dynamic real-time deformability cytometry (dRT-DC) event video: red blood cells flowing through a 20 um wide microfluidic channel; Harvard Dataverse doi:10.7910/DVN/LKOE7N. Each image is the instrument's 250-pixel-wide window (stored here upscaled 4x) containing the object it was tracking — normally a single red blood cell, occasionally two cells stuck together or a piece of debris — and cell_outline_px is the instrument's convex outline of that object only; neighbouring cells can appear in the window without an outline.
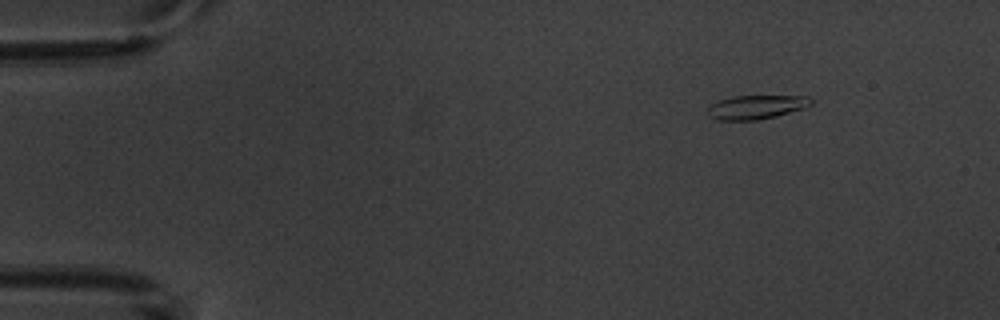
{"species": "common noctule bat (a hibernating species)", "species_latin": "Nyctalus noctula", "temperature_condition": "warm", "stored_images_in_passage": 3, "camera_frame_rate_fps": 3000, "um_per_image_px": 0.085, "animal": {"sex": "male", "body_mass_g": 20.1, "forearm_length_mm": 53.5}, "frame": {"image": 1, "passage_image": 1, "time_ms": 0.0, "image_size_px": [1000, 320], "cell_outline_px": [[812, 104], [804, 108], [776, 116], [756, 120], [716, 120], [708, 116], [708, 104], [732, 96], [808, 96], [812, 100]], "centroid_in_image_um": [64.24, 9.1], "position_along_channel_um": 20.8, "area_um2": 14.45}}